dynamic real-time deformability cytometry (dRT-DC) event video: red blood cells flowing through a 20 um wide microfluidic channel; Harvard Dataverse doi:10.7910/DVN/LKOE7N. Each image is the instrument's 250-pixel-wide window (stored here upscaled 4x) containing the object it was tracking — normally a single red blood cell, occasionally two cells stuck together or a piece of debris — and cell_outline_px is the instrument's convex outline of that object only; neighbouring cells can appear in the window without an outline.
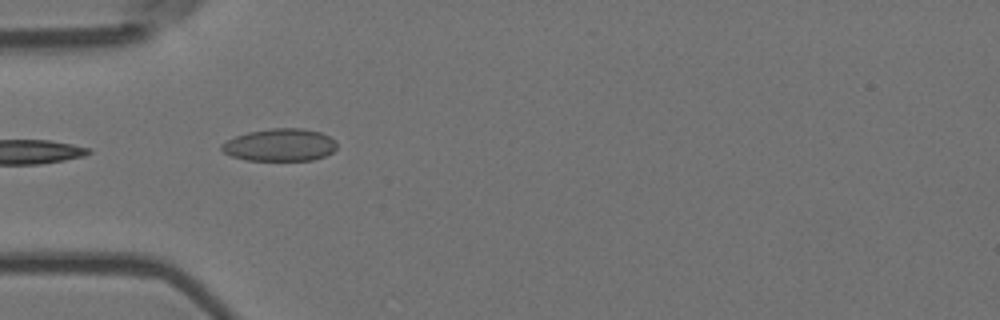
{"species": "Egyptian fruit bat (a non-hibernating species)", "species_latin": "Rousettus aegyptiacus", "temperature_condition": "room temperature", "stored_images_in_passage": 3, "camera_frame_rate_fps": 3000, "um_per_image_px": 0.085, "animal": {"sex": "female"}, "frame": {"image": 1, "passage_image": 2, "time_ms": 0.333, "image_size_px": [1000, 320], "cell_outline_px": [[336, 148], [332, 152], [324, 156], [312, 160], [244, 160], [232, 156], [224, 152], [220, 148], [220, 144], [236, 136], [248, 132], [272, 128], [304, 128], [320, 132], [336, 140]], "centroid_in_image_um": [23.79, 12.31], "position_along_channel_um": 61.2, "area_um2": 21.79}}
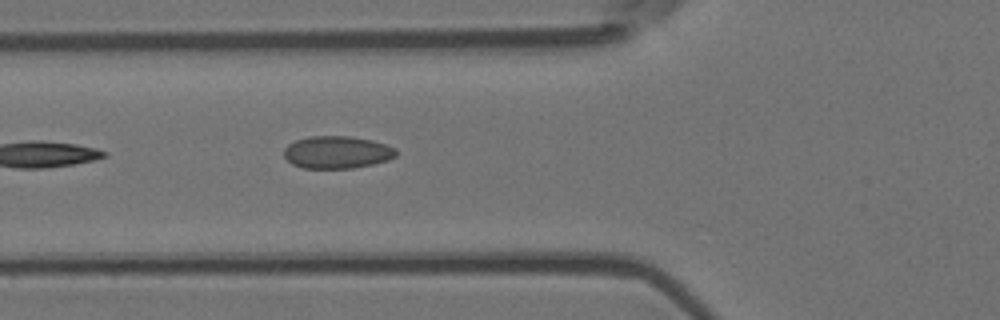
{"frame": {"image": 2, "passage_image": 3, "time_ms": 0.667, "image_size_px": [1000, 320], "cell_outline_px": [[396, 156], [388, 160], [372, 164], [352, 168], [304, 168], [292, 164], [284, 156], [284, 148], [288, 144], [296, 140], [308, 136], [352, 136], [372, 140], [396, 148]], "centroid_in_image_um": [28.64, 12.93], "position_along_channel_um": 97.2, "area_um2": 21.21}}